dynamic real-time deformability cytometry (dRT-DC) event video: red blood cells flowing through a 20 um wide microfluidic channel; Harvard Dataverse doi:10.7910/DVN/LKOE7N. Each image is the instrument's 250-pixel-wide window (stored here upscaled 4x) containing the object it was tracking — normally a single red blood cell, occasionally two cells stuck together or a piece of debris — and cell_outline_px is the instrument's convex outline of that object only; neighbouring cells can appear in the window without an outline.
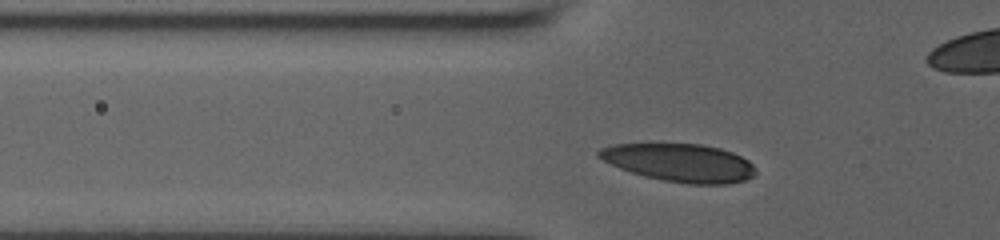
{"species": "human", "species_latin": "Homo sapiens", "temperature_condition": "room temperature", "stored_images_in_passage": 58, "camera_frame_rate_fps": 3000, "um_per_image_px": 0.085, "donor": {"sex": "male"}, "frame": {"image": 1, "passage_image": 11, "time_ms": 1.667, "image_size_px": [1000, 240], "cell_outline_px": [[756, 176], [744, 180], [728, 184], [688, 184], [664, 180], [644, 176], [620, 168], [596, 156], [596, 152], [600, 148], [612, 144], [700, 144], [720, 148], [732, 152], [748, 160], [752, 164], [756, 172]], "centroid_in_image_um": [57.78, 13.83], "position_along_channel_um": 68.0, "area_um2": 34.62}}
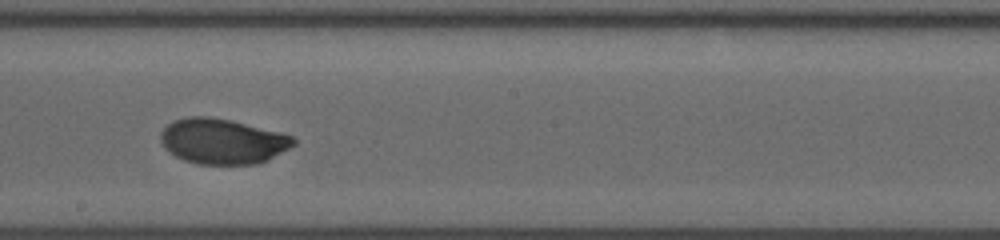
{"frame": {"image": 2, "passage_image": 37, "time_ms": 6.0, "image_size_px": [1000, 240], "cell_outline_px": [[296, 144], [268, 160], [260, 164], [196, 164], [184, 160], [168, 152], [164, 148], [160, 140], [160, 132], [172, 120], [188, 116], [208, 116], [232, 120], [280, 132], [292, 136], [296, 140]], "centroid_in_image_um": [18.9, 12.0], "position_along_channel_um": 229.3, "area_um2": 35.43}}
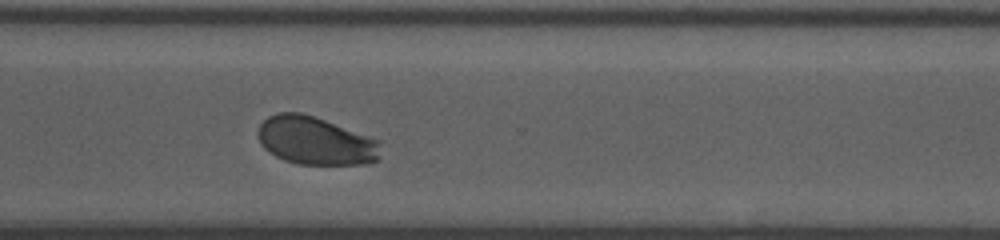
{"frame": {"image": 3, "passage_image": 57, "time_ms": 9.0, "image_size_px": [1000, 240], "cell_outline_px": [[380, 140], [376, 160], [368, 164], [296, 164], [284, 160], [268, 152], [264, 148], [260, 140], [260, 124], [268, 116], [280, 112], [300, 112], [324, 120]], "centroid_in_image_um": [26.8, 11.97], "position_along_channel_um": 343.8, "area_um2": 33.87}}